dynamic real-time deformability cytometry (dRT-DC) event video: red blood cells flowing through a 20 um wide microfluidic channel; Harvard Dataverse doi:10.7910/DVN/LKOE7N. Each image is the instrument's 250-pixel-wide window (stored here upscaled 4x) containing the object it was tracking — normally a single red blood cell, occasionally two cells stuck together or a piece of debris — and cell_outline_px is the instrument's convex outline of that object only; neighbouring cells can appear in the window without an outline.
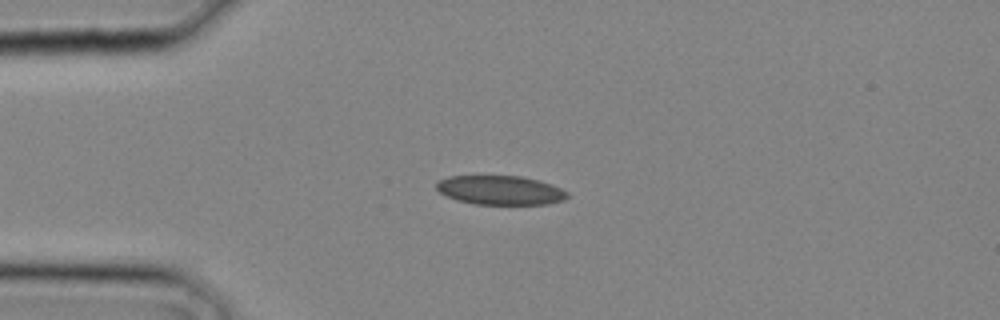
{"species": "common noctule bat (a hibernating species)", "species_latin": "Nyctalus noctula", "temperature_condition": "cold", "stored_images_in_passage": 23, "camera_frame_rate_fps": 3000, "um_per_image_px": 0.085, "animal": {"sex": "male", "body_mass_g": 20.4}, "frame": {"image": 1, "passage_image": 1, "time_ms": 0.0, "image_size_px": [1000, 320], "cell_outline_px": [[568, 196], [564, 200], [548, 204], [476, 204], [456, 200], [440, 192], [436, 188], [436, 180], [448, 176], [520, 176], [540, 180], [552, 184], [568, 192]], "centroid_in_image_um": [42.52, 16.16], "position_along_channel_um": 42.5, "area_um2": 22.31}}
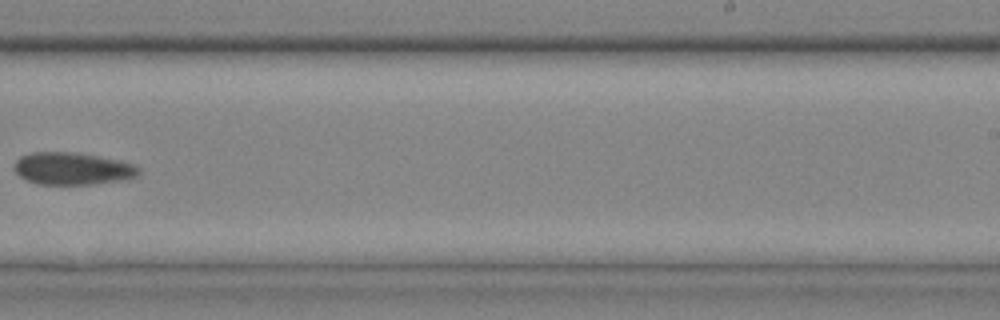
{"frame": {"image": 2, "passage_image": 13, "time_ms": 4.0, "image_size_px": [1000, 320], "cell_outline_px": [[140, 176], [128, 180], [92, 184], [36, 184], [24, 180], [12, 168], [12, 164], [20, 156], [32, 152], [76, 152], [100, 156], [120, 160], [136, 164], [140, 168]], "centroid_in_image_um": [6.19, 14.33], "position_along_channel_um": 282.8, "area_um2": 24.1}}
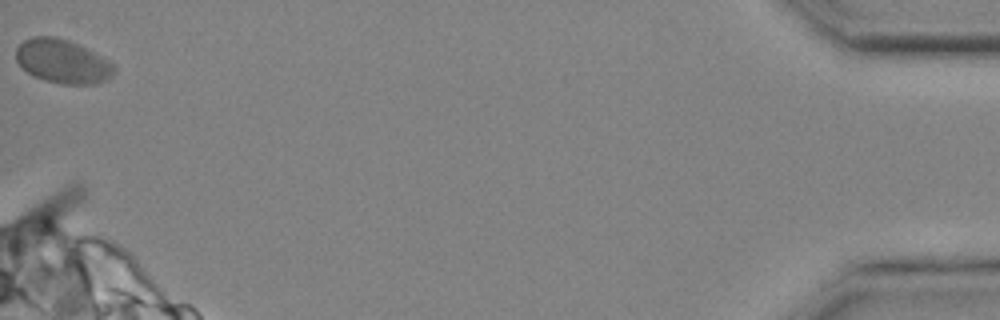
{"frame": {"image": 3, "passage_image": 23, "time_ms": 7.333, "image_size_px": [1000, 320], "cell_outline_px": [[116, 72], [108, 80], [96, 84], [60, 84], [44, 80], [28, 72], [16, 60], [16, 48], [24, 40], [32, 36], [56, 36], [68, 40], [108, 60], [116, 68]], "centroid_in_image_um": [5.33, 5.22], "position_along_channel_um": 429.9, "area_um2": 24.91}}